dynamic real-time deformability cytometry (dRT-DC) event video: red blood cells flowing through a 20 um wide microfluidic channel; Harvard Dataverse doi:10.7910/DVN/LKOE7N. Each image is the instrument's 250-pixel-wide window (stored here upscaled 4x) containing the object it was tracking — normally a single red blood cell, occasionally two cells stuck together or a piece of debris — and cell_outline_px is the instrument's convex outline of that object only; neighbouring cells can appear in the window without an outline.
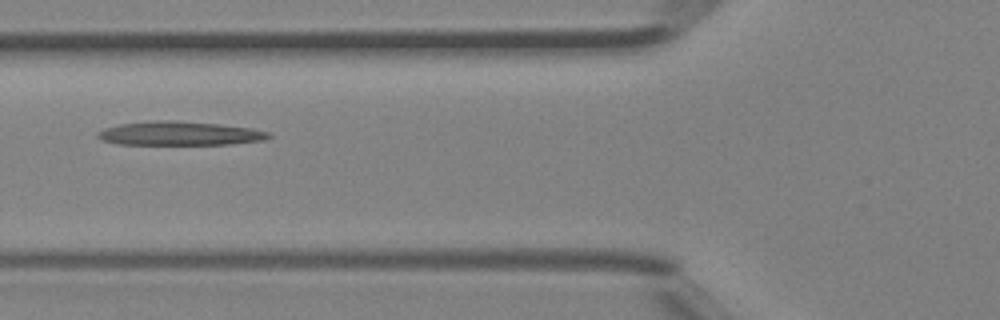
{"species": "Egyptian fruit bat (a non-hibernating species)", "species_latin": "Rousettus aegyptiacus", "temperature_condition": "room temperature", "stored_images_in_passage": 3, "camera_frame_rate_fps": 3000, "um_per_image_px": 0.085, "animal": {"sex": "female"}, "frame": {"image": 1, "passage_image": 2, "time_ms": 0.333, "image_size_px": [1000, 320], "cell_outline_px": [[272, 136], [264, 140], [228, 144], [116, 144], [100, 140], [96, 136], [96, 132], [104, 128], [120, 124], [152, 120], [172, 120], [220, 124], [252, 128], [268, 132]], "centroid_in_image_um": [15.21, 11.33], "position_along_channel_um": 110.6, "area_um2": 23.87}}
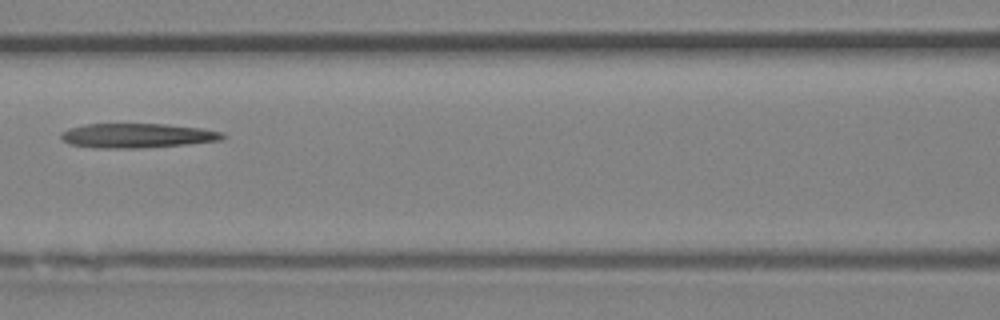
{"frame": {"image": 2, "passage_image": 3, "time_ms": 0.667, "image_size_px": [1000, 320], "cell_outline_px": [[228, 136], [220, 140], [188, 144], [140, 148], [100, 148], [68, 144], [60, 136], [60, 132], [68, 128], [84, 124], [168, 124], [200, 128], [224, 132]], "centroid_in_image_um": [11.67, 11.52], "position_along_channel_um": 154.9, "area_um2": 23.18}}